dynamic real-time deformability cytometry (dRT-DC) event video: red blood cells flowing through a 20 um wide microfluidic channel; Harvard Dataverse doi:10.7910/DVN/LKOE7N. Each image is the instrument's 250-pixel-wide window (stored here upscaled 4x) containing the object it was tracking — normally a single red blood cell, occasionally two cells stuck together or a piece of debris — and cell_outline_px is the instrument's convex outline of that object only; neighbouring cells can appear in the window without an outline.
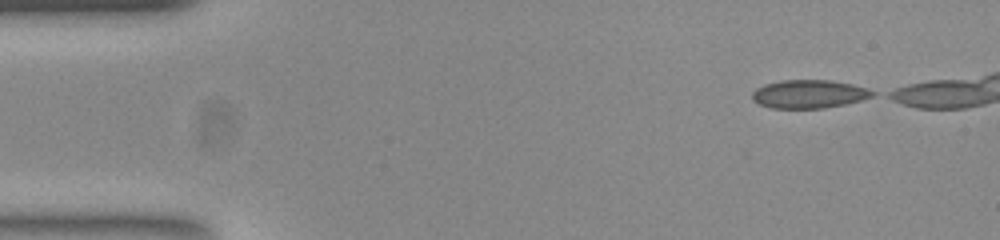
{"species": "common noctule bat (a hibernating species)", "species_latin": "Nyctalus noctula", "temperature_condition": "room temperature", "stored_images_in_passage": 38, "camera_frame_rate_fps": 3000, "um_per_image_px": 0.085, "animal": {"sex": "female", "body_mass_g": 23.0, "forearm_length_mm": 53.4}, "frame": {"image": 1, "passage_image": 1, "time_ms": 0.0, "image_size_px": [1000, 240], "cell_outline_px": [[876, 92], [872, 96], [860, 100], [844, 104], [824, 108], [772, 108], [760, 104], [752, 100], [752, 92], [756, 88], [764, 84], [780, 80], [828, 80], [852, 84], [868, 88]], "centroid_in_image_um": [68.74, 7.98], "position_along_channel_um": 16.3, "area_um2": 19.83}}
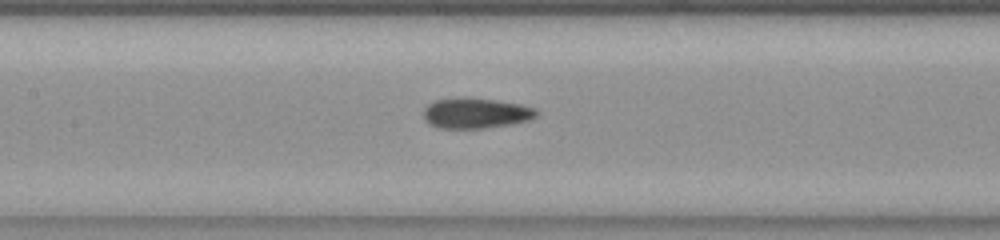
{"frame": {"image": 2, "passage_image": 20, "time_ms": 6.333, "image_size_px": [1000, 240], "cell_outline_px": [[540, 112], [536, 116], [528, 120], [512, 124], [484, 128], [440, 128], [428, 124], [424, 116], [424, 108], [432, 100], [464, 96], [468, 96], [496, 100], [520, 104], [536, 108]], "centroid_in_image_um": [40.43, 9.59], "position_along_channel_um": 167.0, "area_um2": 20.4}}
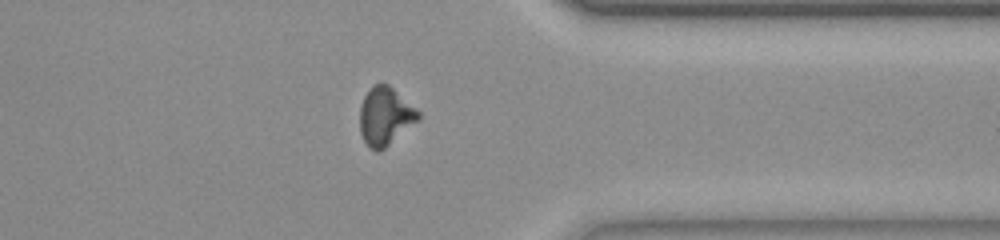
{"frame": {"image": 3, "passage_image": 37, "time_ms": 12.0, "image_size_px": [1000, 240], "cell_outline_px": [[420, 120], [380, 152], [376, 152], [364, 140], [360, 132], [360, 108], [364, 96], [372, 84], [388, 84], [416, 108], [420, 112]], "centroid_in_image_um": [32.76, 9.89], "position_along_channel_um": 378.6, "area_um2": 19.83}}